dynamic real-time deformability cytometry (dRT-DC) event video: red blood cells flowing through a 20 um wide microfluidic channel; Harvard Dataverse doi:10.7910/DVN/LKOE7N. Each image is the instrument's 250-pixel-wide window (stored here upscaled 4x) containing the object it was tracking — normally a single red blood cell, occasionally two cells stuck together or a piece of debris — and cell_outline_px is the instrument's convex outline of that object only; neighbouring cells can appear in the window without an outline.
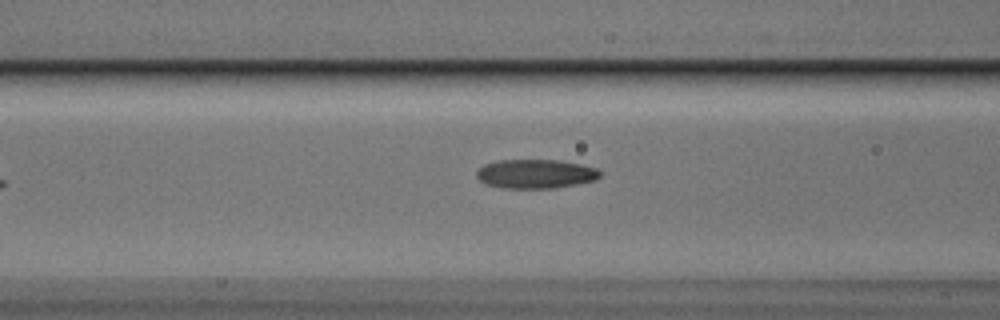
{"species": "Egyptian fruit bat (a non-hibernating species)", "species_latin": "Rousettus aegyptiacus", "temperature_condition": "cold", "stored_images_in_passage": 29, "camera_frame_rate_fps": 3000, "um_per_image_px": 0.085, "animal": {"sex": "male"}, "frame": {"image": 1, "passage_image": 5, "time_ms": 1.333, "image_size_px": [1000, 320], "cell_outline_px": [[600, 176], [596, 180], [556, 188], [508, 188], [488, 184], [480, 180], [476, 176], [476, 172], [484, 164], [500, 160], [560, 160], [580, 164], [596, 168], [600, 172]], "centroid_in_image_um": [45.55, 14.77], "position_along_channel_um": 121.1, "area_um2": 20.75}}
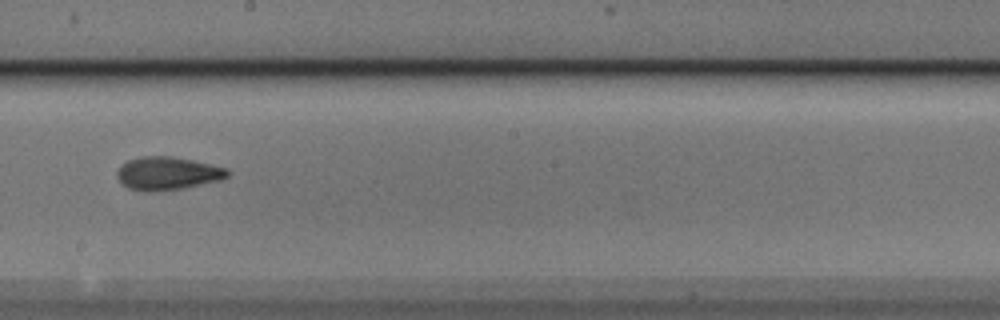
{"frame": {"image": 2, "passage_image": 14, "time_ms": 4.333, "image_size_px": [1000, 320], "cell_outline_px": [[228, 176], [220, 180], [180, 188], [128, 188], [116, 176], [116, 172], [120, 164], [128, 160], [140, 156], [172, 156], [192, 160], [228, 168]], "centroid_in_image_um": [14.25, 14.67], "position_along_channel_um": 234.0, "area_um2": 20.4}}
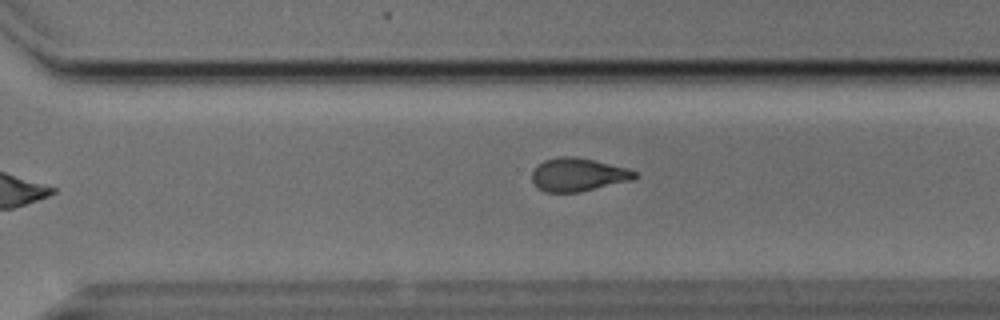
{"frame": {"image": 3, "passage_image": 21, "time_ms": 6.667, "image_size_px": [1000, 320], "cell_outline_px": [[636, 176], [632, 180], [580, 192], [544, 192], [532, 180], [532, 172], [544, 160], [560, 156], [572, 156], [592, 160], [628, 168], [636, 172]], "centroid_in_image_um": [49.14, 14.85], "position_along_channel_um": 321.5, "area_um2": 19.59}, "authors_computed_cell_mechanics": {"area_um2": 20.4034, "velocity_mm_per_s": 3.7595, "shape_relaxation_time_tau1_ms": 6.2018, "shape_relaxation_time_tau2_ms": 2.6247, "deformation_change_tau1": 0.1727, "deformation_change_tau2": 0.0983}}